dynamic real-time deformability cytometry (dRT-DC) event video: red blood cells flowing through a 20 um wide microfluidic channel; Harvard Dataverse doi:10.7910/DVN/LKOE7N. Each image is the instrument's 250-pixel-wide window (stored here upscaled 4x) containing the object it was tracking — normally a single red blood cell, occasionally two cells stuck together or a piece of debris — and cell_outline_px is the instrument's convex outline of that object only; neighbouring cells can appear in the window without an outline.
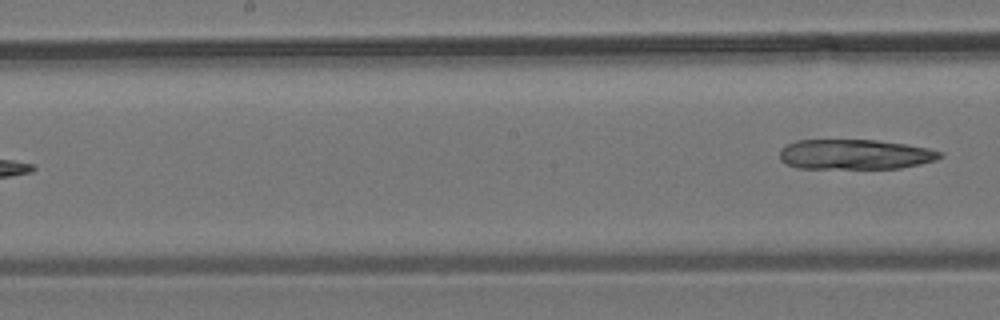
{"species": "common noctule bat (a hibernating species)", "species_latin": "Nyctalus noctula", "temperature_condition": "room temperature", "stored_images_in_passage": 9, "segment_of_instrument_passage": [2, 2], "camera_frame_rate_fps": 3000, "um_per_image_px": 0.085, "animal": {"sex": "male", "body_mass_g": 19.2, "forearm_length_mm": 51.8}, "frame": {"image": 1, "passage_image": 9, "time_ms": 9.333, "image_size_px": [1000, 320], "cell_outline_px": [[944, 156], [936, 160], [920, 164], [900, 168], [796, 168], [780, 160], [780, 148], [796, 140], [876, 140], [904, 144], [928, 148], [940, 152]], "centroid_in_image_um": [72.66, 13.12], "position_along_channel_um": 175.5, "area_um2": 27.98}}